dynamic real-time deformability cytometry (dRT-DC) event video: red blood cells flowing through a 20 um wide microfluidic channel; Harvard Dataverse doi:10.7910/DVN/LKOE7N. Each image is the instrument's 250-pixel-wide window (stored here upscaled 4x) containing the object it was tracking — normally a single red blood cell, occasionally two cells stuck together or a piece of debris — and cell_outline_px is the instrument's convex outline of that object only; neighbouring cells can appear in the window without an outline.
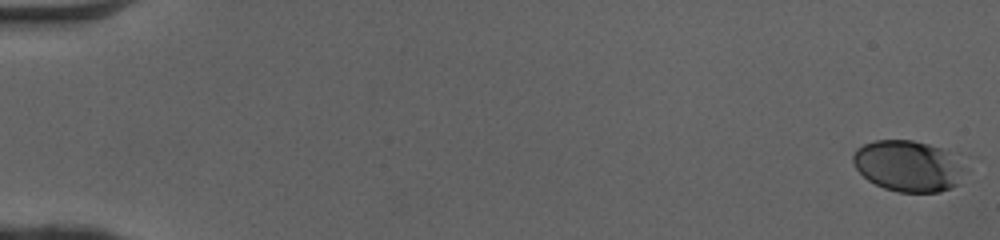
{"species": "human", "species_latin": "Homo sapiens", "temperature_condition": "cold", "stored_images_in_passage": 51, "camera_frame_rate_fps": 3000, "um_per_image_px": 0.085, "donor": {"sex": "female"}, "frame": {"image": 1, "passage_image": 1, "time_ms": 0.0, "image_size_px": [1000, 240], "cell_outline_px": [[960, 184], [952, 188], [940, 192], [900, 192], [884, 188], [868, 180], [856, 168], [852, 160], [852, 156], [856, 148], [864, 144], [876, 140], [912, 140], [928, 144], [940, 148], [948, 152], [960, 168]], "centroid_in_image_um": [77.1, 14.12], "position_along_channel_um": 7.9, "area_um2": 32.6}}
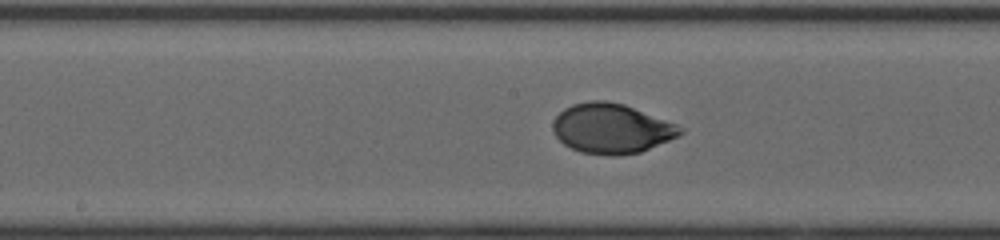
{"frame": {"image": 2, "passage_image": 28, "time_ms": 9.0, "image_size_px": [1000, 240], "cell_outline_px": [[684, 132], [680, 136], [640, 152], [616, 156], [612, 156], [580, 152], [564, 144], [556, 136], [552, 128], [552, 124], [556, 116], [564, 108], [572, 104], [592, 100], [604, 100], [624, 104], [676, 124], [684, 128]], "centroid_in_image_um": [51.98, 10.92], "position_along_channel_um": 196.2, "area_um2": 36.99}}
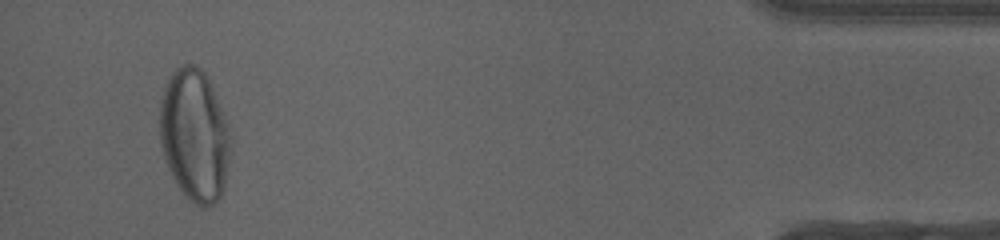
{"frame": {"image": 3, "passage_image": 49, "time_ms": 16.0, "image_size_px": [1000, 240], "cell_outline_px": [[232, 152], [224, 188], [216, 204], [204, 208], [200, 208], [176, 184], [164, 160], [160, 144], [160, 96], [164, 84], [172, 72], [180, 64], [192, 64], [200, 68], [204, 72], [224, 112], [228, 124], [232, 140]], "centroid_in_image_um": [16.55, 11.5], "position_along_channel_um": 418.7, "area_um2": 55.37}, "authors_computed_cell_mechanics": {"area_um2": 36.5296, "velocity_mm_per_s": 4.085, "shape_relaxation_time_tau1_ms": 2.9577, "shape_relaxation_time_tau2_ms": null, "deformation_change_tau1": 0.1635, "deformation_change_tau2": null}}